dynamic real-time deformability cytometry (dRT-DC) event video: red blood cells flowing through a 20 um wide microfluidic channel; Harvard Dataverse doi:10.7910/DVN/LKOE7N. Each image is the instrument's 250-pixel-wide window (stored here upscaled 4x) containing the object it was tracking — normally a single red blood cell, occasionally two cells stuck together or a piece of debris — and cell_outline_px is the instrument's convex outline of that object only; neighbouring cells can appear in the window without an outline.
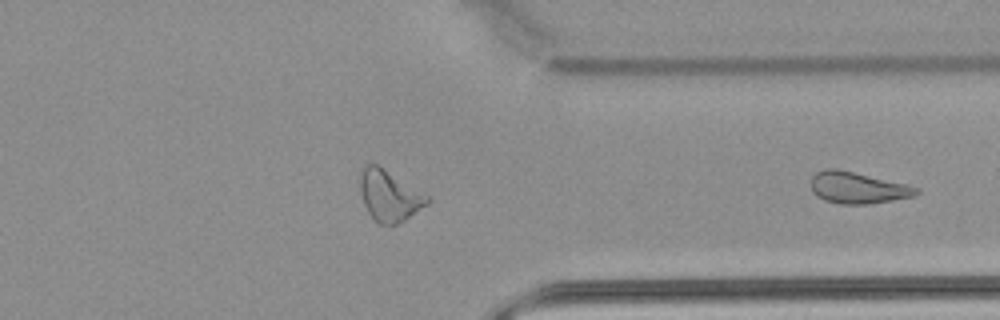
{"species": "common noctule bat (a hibernating species)", "species_latin": "Nyctalus noctula", "temperature_condition": "warm", "stored_images_in_passage": 23, "segment_of_instrument_passage": [2, 2], "camera_frame_rate_fps": 3000, "um_per_image_px": 0.085, "animal": {"sex": "male", "body_mass_g": 21.5, "forearm_length_mm": 52.0}, "frame": {"image": 1, "passage_image": 23, "time_ms": 7.333, "image_size_px": [1000, 320], "cell_outline_px": [[920, 192], [912, 196], [892, 200], [868, 204], [840, 204], [824, 200], [816, 196], [812, 192], [812, 176], [816, 172], [824, 168], [836, 168], [904, 184], [920, 188]], "centroid_in_image_um": [72.86, 15.96], "position_along_channel_um": 338.5, "area_um2": 19.13}}